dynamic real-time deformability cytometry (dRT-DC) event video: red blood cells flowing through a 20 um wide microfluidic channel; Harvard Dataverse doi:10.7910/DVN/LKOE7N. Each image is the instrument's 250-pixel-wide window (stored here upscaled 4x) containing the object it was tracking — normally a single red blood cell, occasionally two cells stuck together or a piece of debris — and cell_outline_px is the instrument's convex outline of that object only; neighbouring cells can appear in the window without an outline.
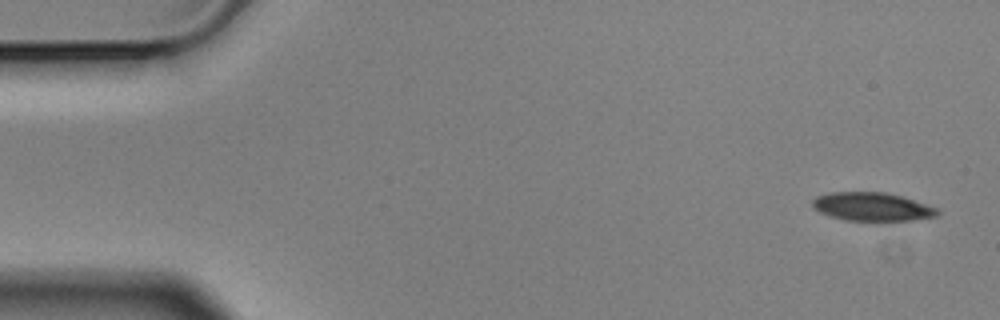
{"species": "Egyptian fruit bat (a non-hibernating species)", "species_latin": "Rousettus aegyptiacus", "temperature_condition": "cold", "stored_images_in_passage": 6, "camera_frame_rate_fps": 3000, "um_per_image_px": 0.085, "animal": {"sex": "male"}, "frame": {"image": 1, "passage_image": 1, "time_ms": 0.0, "image_size_px": [1000, 320], "cell_outline_px": [[940, 212], [936, 216], [912, 220], [848, 220], [832, 216], [820, 212], [812, 204], [812, 200], [816, 196], [828, 192], [884, 192], [900, 196], [936, 208]], "centroid_in_image_um": [74.1, 17.56], "position_along_channel_um": 10.9, "area_um2": 20.23}}
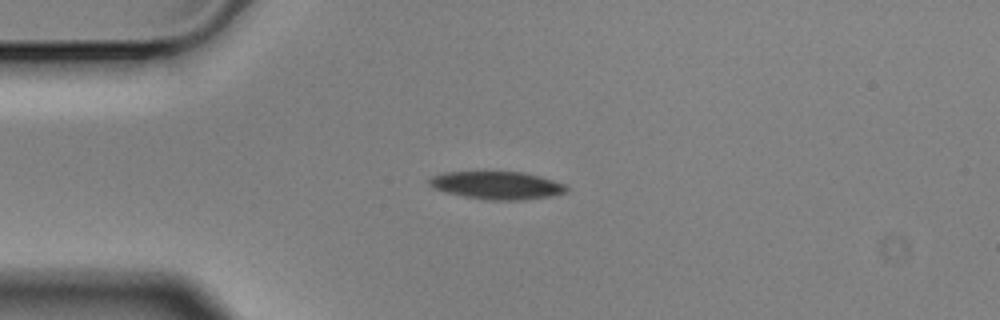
{"frame": {"image": 2, "passage_image": 4, "time_ms": 1.0, "image_size_px": [1000, 320], "cell_outline_px": [[568, 188], [564, 192], [548, 196], [516, 200], [492, 200], [468, 196], [448, 192], [432, 188], [428, 184], [428, 180], [432, 176], [444, 172], [524, 172], [540, 176], [568, 184]], "centroid_in_image_um": [42.25, 15.73], "position_along_channel_um": 42.7, "area_um2": 21.91}}
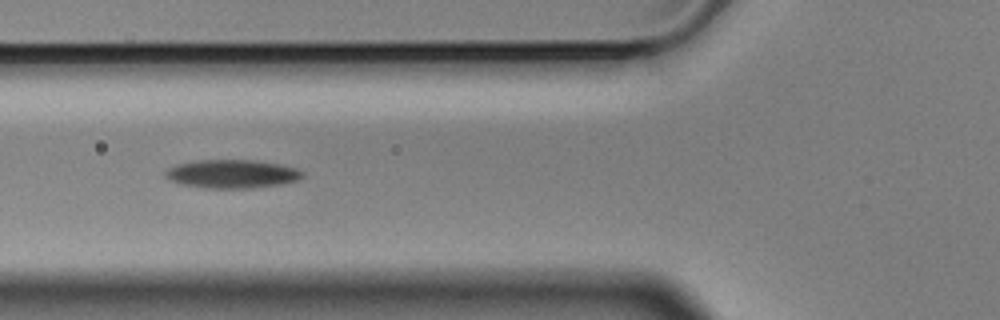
{"frame": {"image": 3, "passage_image": 6, "time_ms": 1.667, "image_size_px": [1000, 320], "cell_outline_px": [[304, 176], [300, 180], [280, 184], [252, 188], [204, 188], [184, 184], [172, 180], [164, 176], [164, 172], [168, 168], [176, 164], [196, 160], [252, 160], [280, 164], [296, 168], [304, 172]], "centroid_in_image_um": [19.75, 14.78], "position_along_channel_um": 106.1, "area_um2": 22.77}}